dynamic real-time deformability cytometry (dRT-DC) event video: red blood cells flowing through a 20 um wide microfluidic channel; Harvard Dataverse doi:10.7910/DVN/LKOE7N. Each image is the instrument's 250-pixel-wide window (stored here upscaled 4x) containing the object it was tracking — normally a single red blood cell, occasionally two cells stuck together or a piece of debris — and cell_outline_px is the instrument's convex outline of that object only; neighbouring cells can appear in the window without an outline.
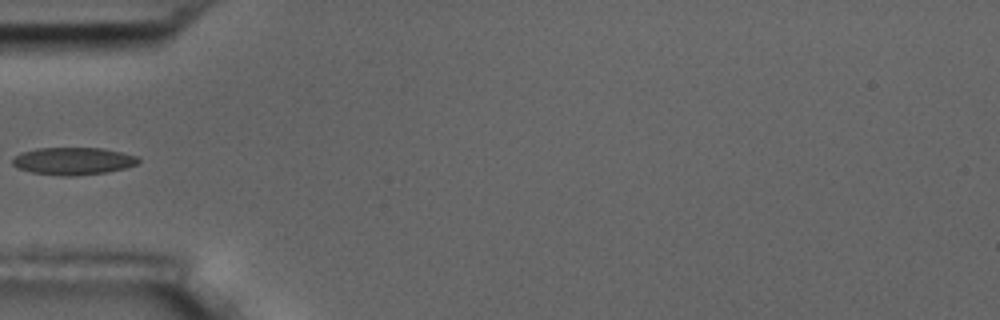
{"species": "common noctule bat (a hibernating species)", "species_latin": "Nyctalus noctula", "temperature_condition": "room temperature", "stored_images_in_passage": 4, "camera_frame_rate_fps": 3000, "um_per_image_px": 0.085, "animal": {"sex": "male", "body_mass_g": 17.5, "forearm_length_mm": 52.3}, "frame": {"image": 1, "passage_image": 4, "time_ms": 4.333, "image_size_px": [1000, 320], "cell_outline_px": [[140, 160], [136, 164], [124, 168], [104, 172], [76, 176], [60, 176], [32, 172], [16, 168], [12, 164], [12, 160], [20, 152], [36, 148], [104, 148], [136, 156]], "centroid_in_image_um": [6.17, 13.69], "position_along_channel_um": 78.8, "area_um2": 20.06}}